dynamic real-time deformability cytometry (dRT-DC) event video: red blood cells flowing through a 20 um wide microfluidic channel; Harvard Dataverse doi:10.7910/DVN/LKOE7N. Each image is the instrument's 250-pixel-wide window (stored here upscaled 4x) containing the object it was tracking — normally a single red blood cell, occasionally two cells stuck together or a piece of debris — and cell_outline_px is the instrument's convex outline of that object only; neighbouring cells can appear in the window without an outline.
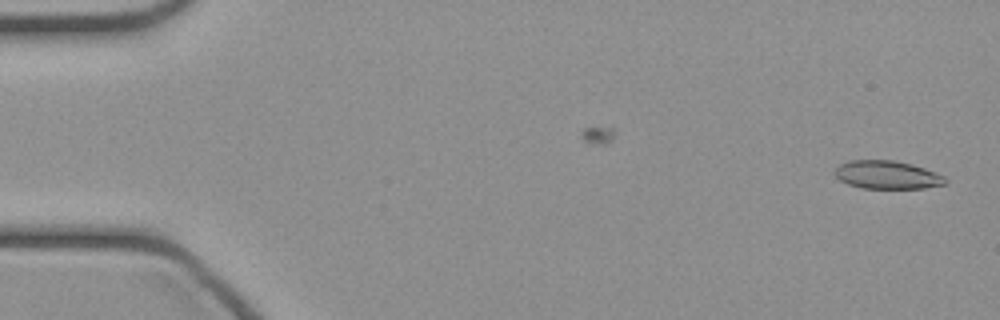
{"species": "common noctule bat (a hibernating species)", "species_latin": "Nyctalus noctula", "temperature_condition": "cold", "stored_images_in_passage": 8, "camera_frame_rate_fps": 3000, "um_per_image_px": 0.085, "animal": {"sex": "female", "body_mass_g": 21.9}, "frame": {"image": 1, "passage_image": 1, "time_ms": 0.0, "image_size_px": [1000, 320], "cell_outline_px": [[948, 180], [944, 184], [924, 188], [860, 188], [848, 184], [840, 180], [832, 172], [840, 164], [848, 160], [892, 160], [912, 164], [924, 168], [944, 176]], "centroid_in_image_um": [75.37, 14.86], "position_along_channel_um": 9.6, "area_um2": 18.15}}